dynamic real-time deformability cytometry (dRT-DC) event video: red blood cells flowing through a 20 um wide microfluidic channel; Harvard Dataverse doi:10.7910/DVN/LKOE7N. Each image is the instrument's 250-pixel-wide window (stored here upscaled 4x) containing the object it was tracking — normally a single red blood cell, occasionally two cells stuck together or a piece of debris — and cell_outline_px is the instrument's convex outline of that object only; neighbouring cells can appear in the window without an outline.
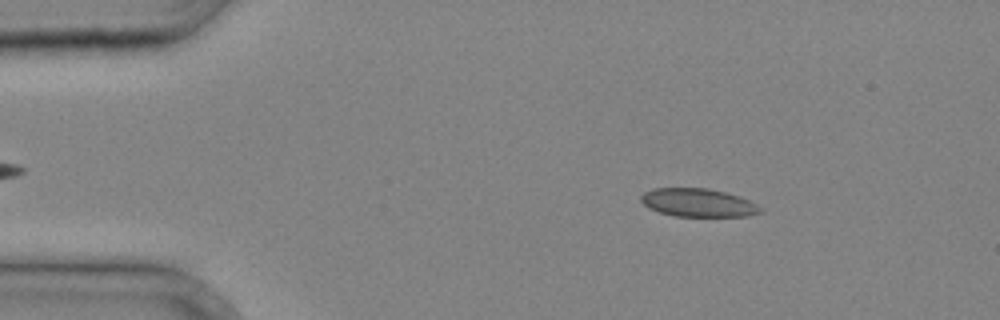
{"species": "common noctule bat (a hibernating species)", "species_latin": "Nyctalus noctula", "temperature_condition": "cold", "stored_images_in_passage": 35, "camera_frame_rate_fps": 3000, "um_per_image_px": 0.085, "animal": {"sex": "male", "body_mass_g": 20.4}, "frame": {"image": 1, "passage_image": 5, "time_ms": 1.333, "image_size_px": [1000, 320], "cell_outline_px": [[764, 212], [748, 216], [676, 216], [660, 212], [648, 208], [640, 200], [640, 196], [644, 192], [652, 188], [708, 188], [740, 196], [764, 208]], "centroid_in_image_um": [59.36, 17.23], "position_along_channel_um": 25.6, "area_um2": 19.77}}
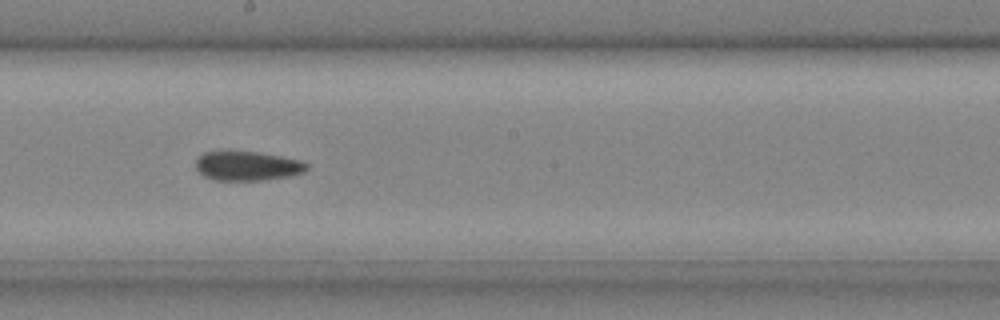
{"frame": {"image": 2, "passage_image": 20, "time_ms": 6.333, "image_size_px": [1000, 320], "cell_outline_px": [[308, 168], [304, 172], [292, 176], [260, 180], [216, 180], [204, 176], [196, 168], [196, 160], [204, 152], [256, 152], [280, 156], [300, 160], [308, 164]], "centroid_in_image_um": [21.06, 14.11], "position_along_channel_um": 227.1, "area_um2": 18.73}}
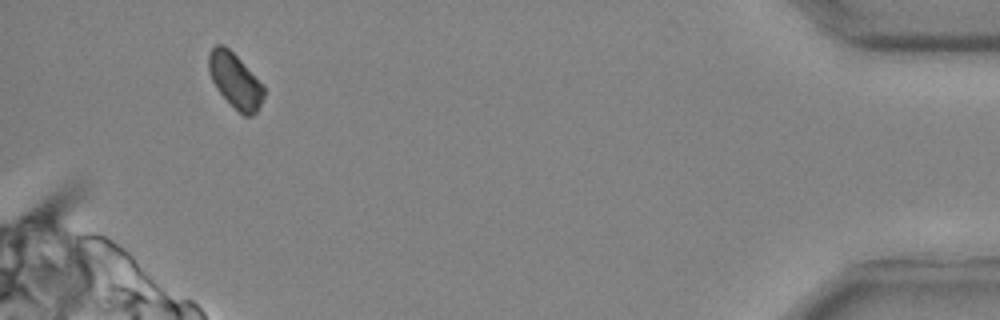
{"frame": {"image": 3, "passage_image": 34, "time_ms": 11.0, "image_size_px": [1000, 320], "cell_outline_px": [[264, 96], [256, 112], [252, 116], [244, 116], [216, 88], [208, 72], [208, 52], [216, 44], [224, 44], [264, 84]], "centroid_in_image_um": [19.98, 6.82], "position_along_channel_um": 415.2, "area_um2": 17.46}}